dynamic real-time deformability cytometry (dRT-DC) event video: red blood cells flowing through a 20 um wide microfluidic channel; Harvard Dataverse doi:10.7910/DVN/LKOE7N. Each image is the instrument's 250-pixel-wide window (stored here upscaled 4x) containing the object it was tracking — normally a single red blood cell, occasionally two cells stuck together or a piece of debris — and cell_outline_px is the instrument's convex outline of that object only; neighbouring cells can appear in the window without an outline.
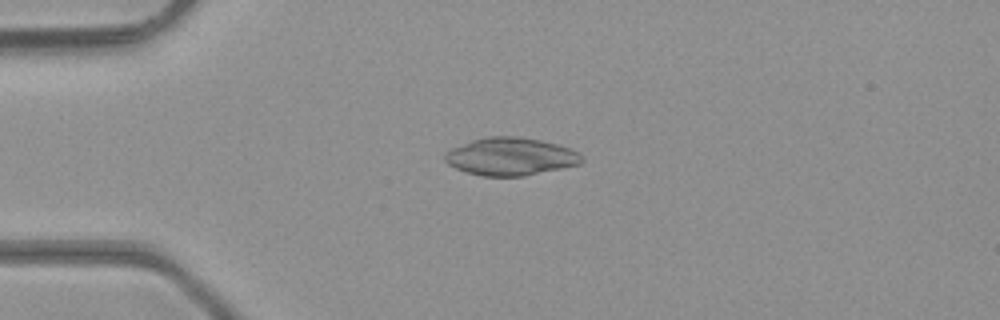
{"species": "common noctule bat (a hibernating species)", "species_latin": "Nyctalus noctula", "temperature_condition": "room temperature", "stored_images_in_passage": 4, "camera_frame_rate_fps": 3000, "um_per_image_px": 0.085, "animal": {"sex": "male", "body_mass_g": 23.1, "forearm_length_mm": 52.7}, "frame": {"image": 1, "passage_image": 2, "time_ms": 0.333, "image_size_px": [1000, 320], "cell_outline_px": [[584, 160], [580, 164], [524, 176], [484, 176], [468, 172], [456, 168], [448, 164], [444, 160], [444, 152], [452, 148], [472, 140], [488, 136], [520, 136], [540, 140], [572, 148], [580, 152]], "centroid_in_image_um": [43.42, 13.29], "position_along_channel_um": 41.6, "area_um2": 30.17}}
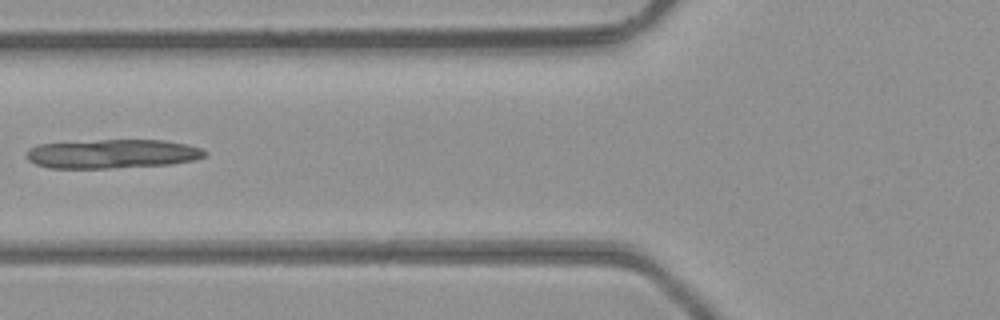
{"frame": {"image": 2, "passage_image": 4, "time_ms": 1.0, "image_size_px": [1000, 320], "cell_outline_px": [[208, 156], [196, 160], [172, 164], [112, 168], [48, 168], [36, 164], [28, 160], [24, 156], [28, 148], [40, 144], [100, 140], [164, 140], [188, 144], [200, 148], [208, 152]], "centroid_in_image_um": [9.58, 13.08], "position_along_channel_um": 116.2, "area_um2": 30.46}}